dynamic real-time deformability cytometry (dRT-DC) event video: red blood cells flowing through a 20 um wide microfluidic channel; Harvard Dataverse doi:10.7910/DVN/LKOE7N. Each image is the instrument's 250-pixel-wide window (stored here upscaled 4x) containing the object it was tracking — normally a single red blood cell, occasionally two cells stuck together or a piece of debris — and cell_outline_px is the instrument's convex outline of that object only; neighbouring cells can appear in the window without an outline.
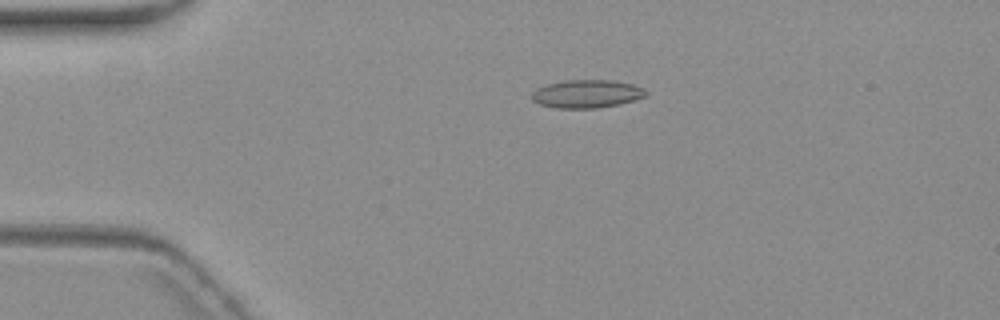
{"species": "common noctule bat (a hibernating species)", "species_latin": "Nyctalus noctula", "temperature_condition": "warm", "stored_images_in_passage": 6, "camera_frame_rate_fps": 3000, "um_per_image_px": 0.085, "animal": {"sex": "female", "body_mass_g": 19.3, "forearm_length_mm": 54.1}, "frame": {"image": 1, "passage_image": 3, "time_ms": 3.667, "image_size_px": [1000, 320], "cell_outline_px": [[648, 96], [620, 104], [596, 108], [556, 108], [540, 104], [532, 100], [532, 92], [536, 88], [544, 84], [564, 80], [612, 80], [632, 84], [644, 88], [648, 92]], "centroid_in_image_um": [49.88, 7.97], "position_along_channel_um": 35.1, "area_um2": 18.9}}
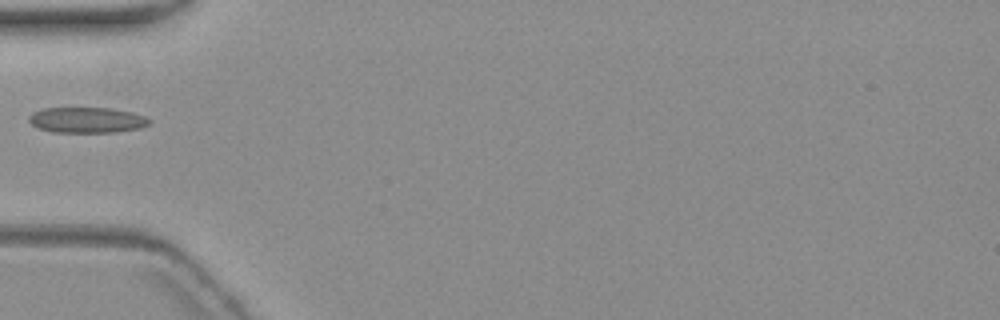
{"frame": {"image": 2, "passage_image": 5, "time_ms": 6.0, "image_size_px": [1000, 320], "cell_outline_px": [[152, 124], [140, 128], [116, 132], [52, 132], [36, 128], [28, 120], [28, 116], [32, 112], [40, 108], [112, 108], [132, 112], [144, 116], [152, 120]], "centroid_in_image_um": [7.38, 10.2], "position_along_channel_um": 77.6, "area_um2": 18.26}}
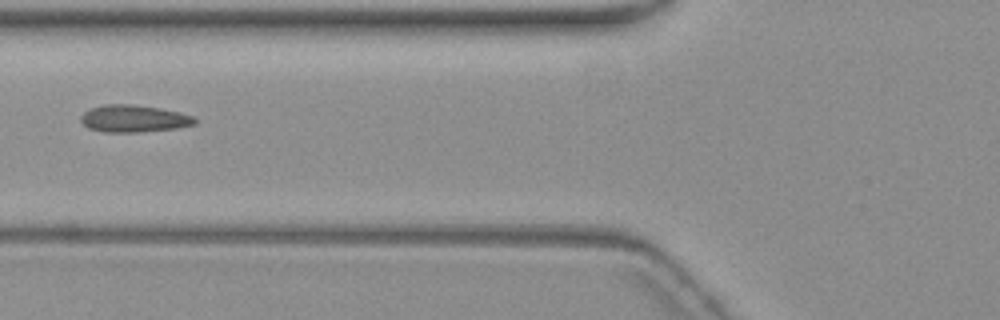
{"frame": {"image": 3, "passage_image": 6, "time_ms": 7.0, "image_size_px": [1000, 320], "cell_outline_px": [[196, 124], [176, 128], [140, 132], [104, 132], [88, 128], [80, 120], [80, 116], [84, 112], [92, 108], [104, 104], [132, 104], [160, 108], [180, 112], [192, 116], [196, 120]], "centroid_in_image_um": [11.36, 10.08], "position_along_channel_um": 114.4, "area_um2": 18.03}}